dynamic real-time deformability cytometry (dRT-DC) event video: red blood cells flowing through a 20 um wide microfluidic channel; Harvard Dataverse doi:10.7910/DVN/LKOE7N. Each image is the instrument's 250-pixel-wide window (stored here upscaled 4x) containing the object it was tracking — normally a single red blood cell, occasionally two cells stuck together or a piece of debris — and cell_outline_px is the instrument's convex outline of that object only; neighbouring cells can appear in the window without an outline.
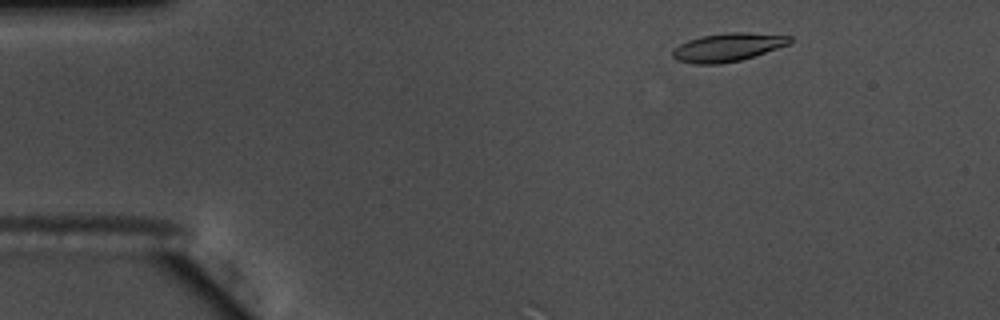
{"species": "common noctule bat (a hibernating species)", "species_latin": "Nyctalus noctula", "temperature_condition": "warm", "stored_images_in_passage": 53, "camera_frame_rate_fps": 3000, "um_per_image_px": 0.085, "animal": {"sex": "male", "body_mass_g": 17.5, "forearm_length_mm": 52.3}, "frame": {"image": 1, "passage_image": 5, "time_ms": 1.333, "image_size_px": [1000, 320], "cell_outline_px": [[792, 40], [788, 44], [740, 60], [720, 64], [696, 64], [676, 60], [672, 56], [672, 52], [680, 44], [688, 40], [700, 36], [728, 32], [744, 32], [792, 36]], "centroid_in_image_um": [61.82, 4.01], "position_along_channel_um": 23.2, "area_um2": 19.07}}
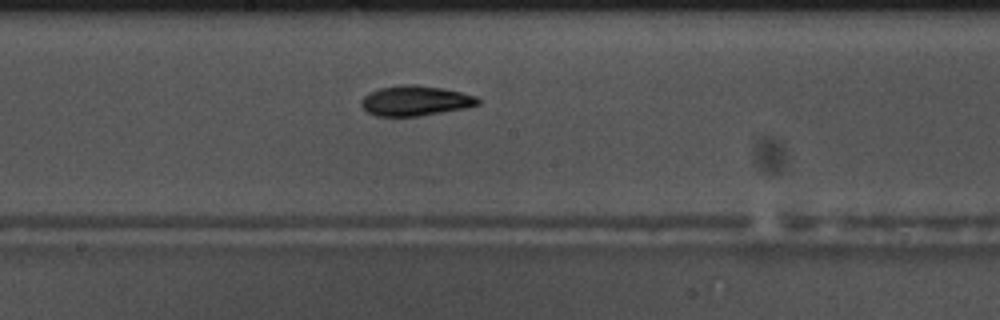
{"frame": {"image": 2, "passage_image": 27, "time_ms": 8.667, "image_size_px": [1000, 320], "cell_outline_px": [[480, 104], [464, 108], [420, 116], [376, 116], [368, 112], [360, 104], [360, 100], [368, 92], [380, 88], [404, 84], [416, 84], [444, 88], [464, 92], [476, 96], [480, 100]], "centroid_in_image_um": [35.31, 8.55], "position_along_channel_um": 212.9, "area_um2": 20.63}}
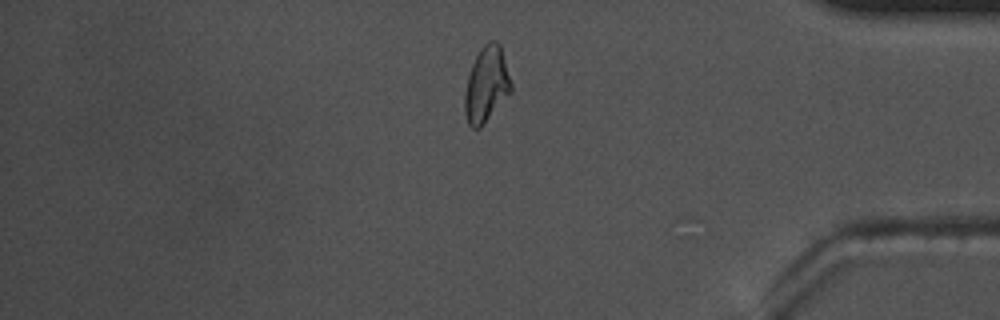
{"frame": {"image": 3, "passage_image": 44, "time_ms": 14.333, "image_size_px": [1000, 320], "cell_outline_px": [[512, 92], [480, 128], [472, 128], [468, 124], [464, 112], [464, 96], [468, 76], [472, 64], [480, 48], [488, 40], [496, 40], [500, 44], [512, 84]], "centroid_in_image_um": [41.35, 7.19], "position_along_channel_um": 393.8, "area_um2": 20.52}, "authors_computed_cell_mechanics": {"area_um2": 19.7098, "velocity_mm_per_s": 3.674, "shape_relaxation_time_tau1_ms": 5.6507, "shape_relaxation_time_tau2_ms": 4.2439, "deformation_change_tau1": 0.1704, "deformation_change_tau2": 0.1067}}